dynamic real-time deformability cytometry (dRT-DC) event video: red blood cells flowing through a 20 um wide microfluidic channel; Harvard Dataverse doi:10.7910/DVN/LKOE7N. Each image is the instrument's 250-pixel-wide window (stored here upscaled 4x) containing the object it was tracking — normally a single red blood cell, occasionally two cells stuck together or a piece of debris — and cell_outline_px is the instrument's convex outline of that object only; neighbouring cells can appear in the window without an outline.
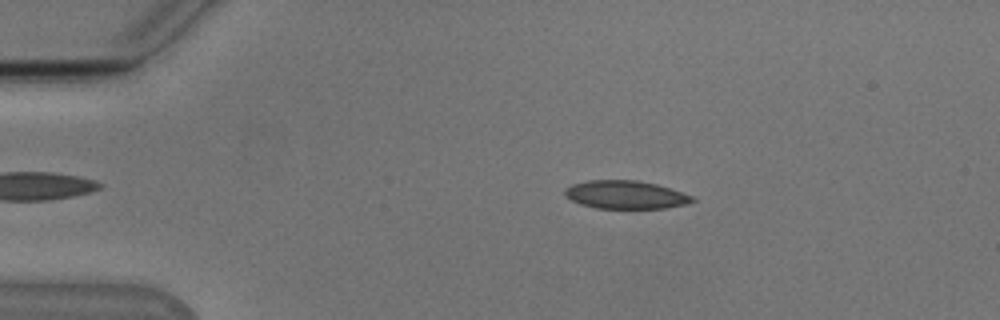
{"species": "Egyptian fruit bat (a non-hibernating species)", "species_latin": "Rousettus aegyptiacus", "temperature_condition": "cold", "stored_images_in_passage": 53, "camera_frame_rate_fps": 3000, "um_per_image_px": 0.085, "animal": {"sex": "male"}, "frame": {"image": 1, "passage_image": 10, "time_ms": 3.0, "image_size_px": [1000, 320], "cell_outline_px": [[696, 200], [684, 204], [664, 208], [596, 208], [580, 204], [564, 196], [564, 192], [572, 184], [588, 180], [640, 180], [656, 184], [692, 196]], "centroid_in_image_um": [53.14, 16.55], "position_along_channel_um": 31.9, "area_um2": 20.69}}
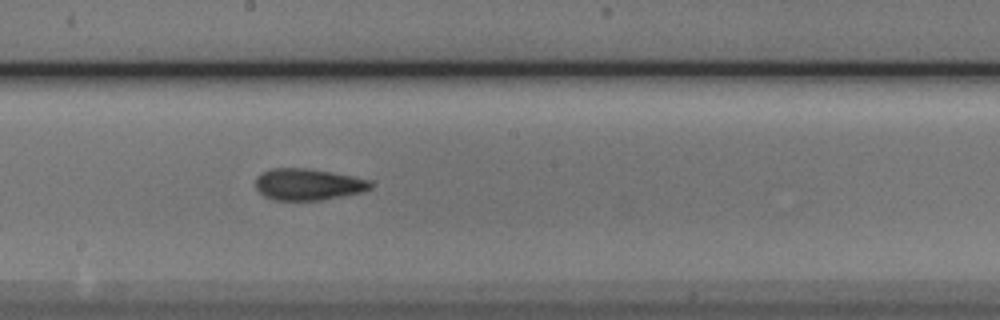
{"frame": {"image": 2, "passage_image": 29, "time_ms": 9.333, "image_size_px": [1000, 320], "cell_outline_px": [[372, 188], [364, 192], [320, 200], [276, 200], [264, 196], [256, 188], [256, 176], [272, 168], [308, 168], [352, 176], [372, 180]], "centroid_in_image_um": [26.21, 15.67], "position_along_channel_um": 222.0, "area_um2": 21.15}}
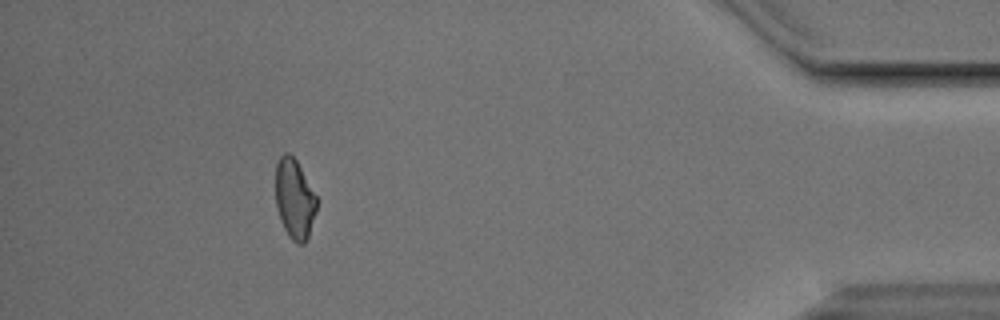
{"frame": {"image": 3, "passage_image": 48, "time_ms": 15.667, "image_size_px": [1000, 320], "cell_outline_px": [[320, 200], [308, 236], [304, 244], [296, 244], [288, 236], [280, 220], [276, 204], [276, 164], [280, 156], [284, 152], [288, 152], [296, 160]], "centroid_in_image_um": [25.06, 16.91], "position_along_channel_um": 410.1, "area_um2": 19.42}, "authors_computed_cell_mechanics": {"area_um2": 20.8658, "velocity_mm_per_s": 3.8472, "shape_relaxation_time_tau1_ms": 8.8031, "shape_relaxation_time_tau2_ms": 3.083, "deformation_change_tau1": 0.1672, "deformation_change_tau2": 0.0997}}